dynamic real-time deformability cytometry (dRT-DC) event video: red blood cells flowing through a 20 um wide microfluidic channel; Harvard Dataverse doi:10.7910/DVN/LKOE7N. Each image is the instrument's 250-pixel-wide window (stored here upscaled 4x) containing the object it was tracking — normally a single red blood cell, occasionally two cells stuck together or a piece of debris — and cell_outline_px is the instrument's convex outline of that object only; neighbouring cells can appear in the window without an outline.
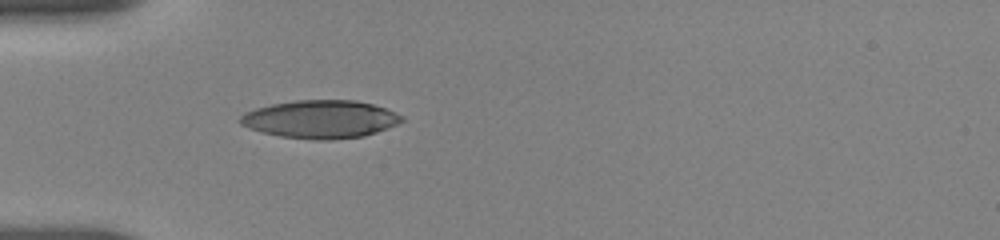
{"species": "human", "species_latin": "Homo sapiens", "temperature_condition": "room temperature", "stored_images_in_passage": 39, "camera_frame_rate_fps": 3000, "um_per_image_px": 0.085, "donor": {"sex": "female"}, "frame": {"image": 1, "passage_image": 1, "time_ms": 0.0, "image_size_px": [1000, 240], "cell_outline_px": [[404, 120], [388, 128], [364, 136], [332, 140], [316, 140], [280, 136], [248, 128], [240, 124], [240, 116], [244, 112], [256, 108], [272, 104], [296, 100], [356, 100], [372, 104], [384, 108], [404, 116]], "centroid_in_image_um": [27.24, 10.13], "position_along_channel_um": 57.8, "area_um2": 35.72}}
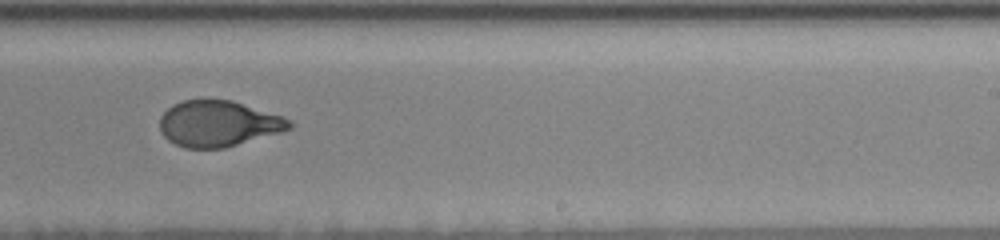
{"frame": {"image": 2, "passage_image": 19, "time_ms": 6.0, "image_size_px": [1000, 240], "cell_outline_px": [[292, 128], [284, 132], [224, 148], [184, 148], [168, 140], [160, 132], [160, 116], [172, 104], [184, 100], [232, 100], [280, 116], [288, 120], [292, 124]], "centroid_in_image_um": [18.54, 10.52], "position_along_channel_um": 270.5, "area_um2": 34.62}}
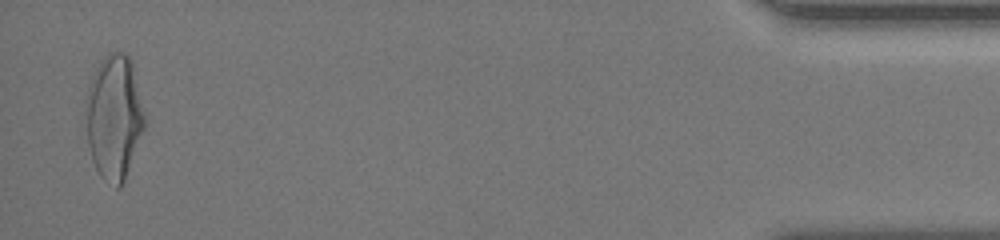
{"frame": {"image": 3, "passage_image": 38, "time_ms": 12.333, "image_size_px": [1000, 240], "cell_outline_px": [[144, 128], [124, 180], [120, 188], [116, 188], [104, 180], [100, 176], [92, 160], [88, 144], [88, 88], [92, 76], [96, 68], [104, 56], [108, 52], [124, 52], [128, 56], [144, 116]], "centroid_in_image_um": [9.68, 10.0], "position_along_channel_um": 425.5, "area_um2": 41.1}, "authors_computed_cell_mechanics": {"area_um2": 35.8938, "velocity_mm_per_s": 3.6569, "shape_relaxation_time_tau1_ms": 4.452, "shape_relaxation_time_tau2_ms": 0.8205, "deformation_change_tau1": 0.1957, "deformation_change_tau2": 0.0509}}